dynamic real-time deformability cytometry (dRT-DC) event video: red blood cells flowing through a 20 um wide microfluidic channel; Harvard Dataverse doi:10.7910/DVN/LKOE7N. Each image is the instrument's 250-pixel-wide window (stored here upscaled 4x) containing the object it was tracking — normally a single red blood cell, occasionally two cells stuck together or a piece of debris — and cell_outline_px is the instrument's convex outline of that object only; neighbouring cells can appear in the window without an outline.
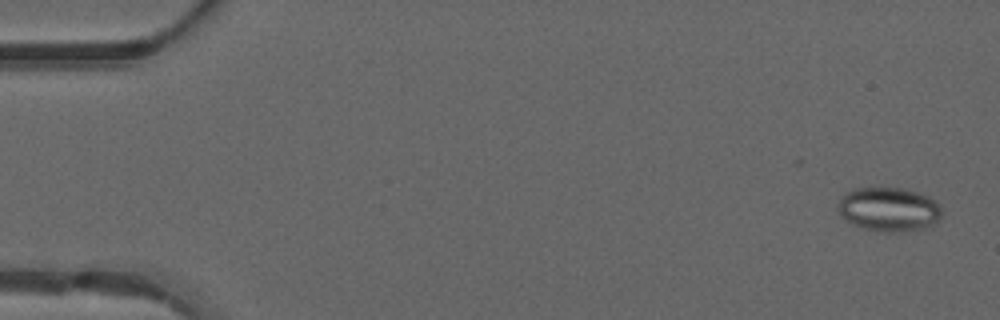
{"species": "common noctule bat (a hibernating species)", "species_latin": "Nyctalus noctula", "temperature_condition": "warm", "stored_images_in_passage": 49, "camera_frame_rate_fps": 3000, "um_per_image_px": 0.085, "animal": {"sex": "male", "forearm_length_mm": 52.5}, "frame": {"image": 1, "passage_image": 2, "time_ms": 0.333, "image_size_px": [1000, 320], "cell_outline_px": [[940, 216], [932, 224], [924, 228], [904, 232], [880, 232], [864, 228], [852, 224], [840, 212], [836, 204], [840, 196], [856, 188], [904, 188], [928, 196], [936, 200], [940, 204]], "centroid_in_image_um": [75.54, 17.79], "position_along_channel_um": 9.5, "area_um2": 26.59}}
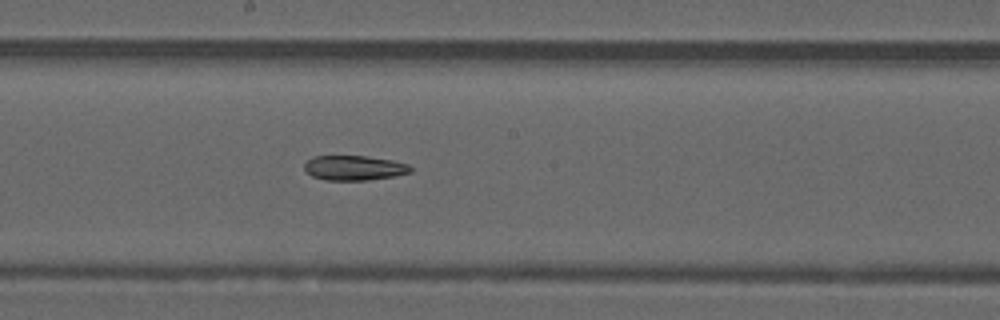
{"frame": {"image": 2, "passage_image": 27, "time_ms": 8.667, "image_size_px": [1000, 320], "cell_outline_px": [[412, 172], [396, 176], [368, 180], [324, 180], [312, 176], [304, 168], [304, 164], [312, 156], [364, 156], [392, 160], [408, 164], [412, 168]], "centroid_in_image_um": [30.12, 14.27], "position_along_channel_um": 218.1, "area_um2": 15.37}}
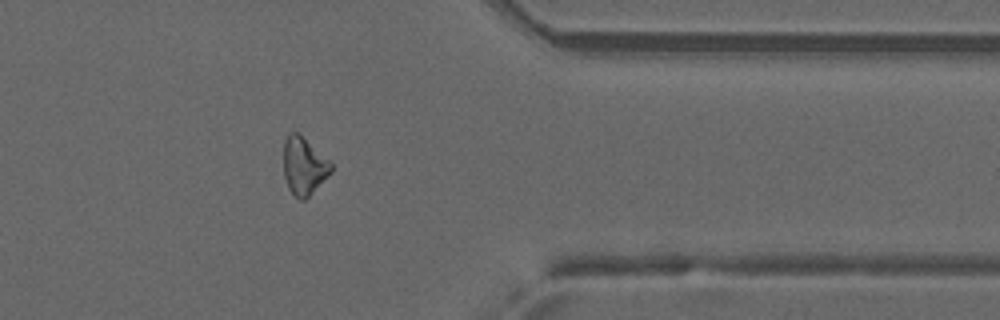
{"frame": {"image": 3, "passage_image": 40, "time_ms": 13.0, "image_size_px": [1000, 320], "cell_outline_px": [[332, 172], [304, 200], [300, 200], [288, 188], [284, 176], [284, 140], [288, 132], [296, 132], [328, 160], [332, 164]], "centroid_in_image_um": [25.8, 14.12], "position_along_channel_um": 385.6, "area_um2": 15.49}, "authors_computed_cell_mechanics": {"area_um2": 17.4556, "velocity_mm_per_s": 4.1869, "shape_relaxation_time_tau1_ms": null, "shape_relaxation_time_tau2_ms": 6.4548, "deformation_change_tau1": null, "deformation_change_tau2": 0.178}}